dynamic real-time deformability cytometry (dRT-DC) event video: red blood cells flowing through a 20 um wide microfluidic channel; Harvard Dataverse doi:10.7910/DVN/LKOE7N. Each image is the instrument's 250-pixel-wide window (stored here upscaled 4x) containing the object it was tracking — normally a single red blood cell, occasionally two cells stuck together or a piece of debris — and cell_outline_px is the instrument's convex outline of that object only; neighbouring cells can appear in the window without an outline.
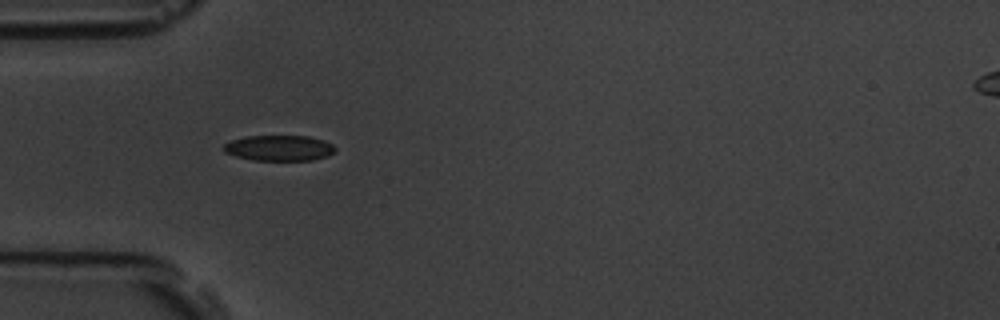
{"species": "common noctule bat (a hibernating species)", "species_latin": "Nyctalus noctula", "temperature_condition": "room temperature", "stored_images_in_passage": 9, "camera_frame_rate_fps": 3000, "um_per_image_px": 0.085, "animal": {"sex": "male", "body_mass_g": 19.5, "forearm_length_mm": 54.6}, "frame": {"image": 1, "passage_image": 1, "time_ms": 0.0, "image_size_px": [1000, 320], "cell_outline_px": [[336, 152], [328, 156], [312, 160], [252, 160], [236, 156], [224, 152], [220, 148], [224, 144], [232, 140], [244, 136], [308, 136], [324, 140], [332, 144], [336, 148]], "centroid_in_image_um": [23.72, 12.58], "position_along_channel_um": 61.3, "area_um2": 16.82}}
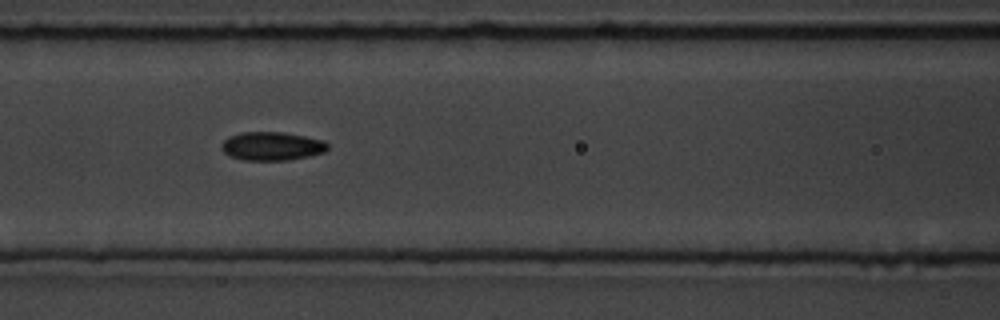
{"frame": {"image": 2, "passage_image": 3, "time_ms": 2.333, "image_size_px": [1000, 320], "cell_outline_px": [[328, 148], [324, 152], [308, 156], [288, 160], [244, 160], [228, 156], [220, 148], [224, 140], [228, 136], [244, 132], [280, 132], [304, 136], [324, 140], [328, 144]], "centroid_in_image_um": [23.09, 12.42], "position_along_channel_um": 143.5, "area_um2": 17.63}}
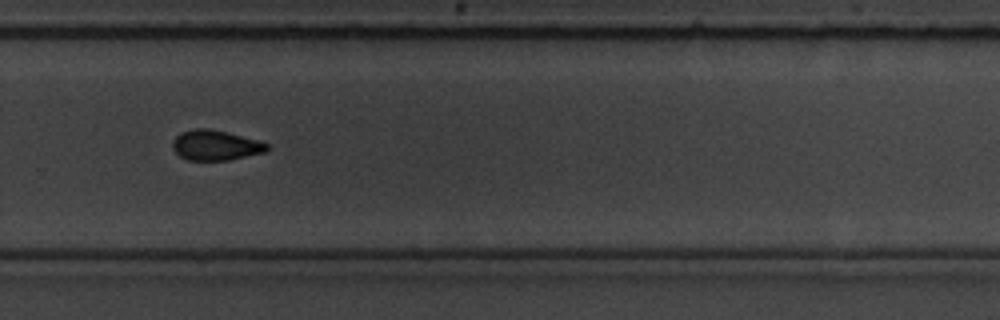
{"frame": {"image": 3, "passage_image": 7, "time_ms": 7.0, "image_size_px": [1000, 320], "cell_outline_px": [[268, 148], [264, 152], [228, 160], [188, 160], [180, 156], [172, 148], [172, 140], [180, 132], [196, 128], [208, 128], [260, 140], [268, 144]], "centroid_in_image_um": [18.29, 12.34], "position_along_channel_um": 311.5, "area_um2": 16.53}}